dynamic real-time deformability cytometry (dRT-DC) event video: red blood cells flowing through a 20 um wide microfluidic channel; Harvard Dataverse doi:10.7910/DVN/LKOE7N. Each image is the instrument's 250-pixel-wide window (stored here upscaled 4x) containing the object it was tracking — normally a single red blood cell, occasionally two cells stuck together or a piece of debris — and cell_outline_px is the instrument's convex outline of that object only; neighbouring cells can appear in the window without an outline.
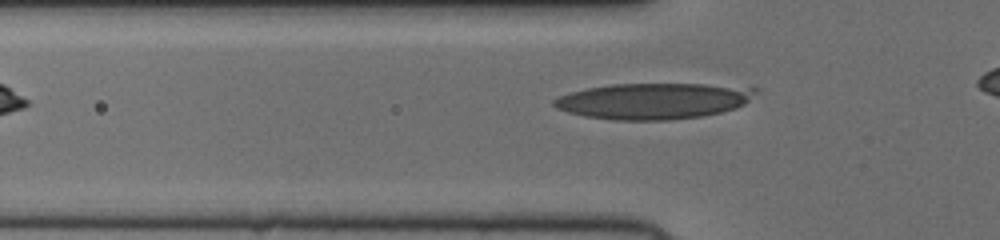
{"species": "human", "species_latin": "Homo sapiens", "temperature_condition": "cold", "stored_images_in_passage": 28, "camera_frame_rate_fps": 3000, "um_per_image_px": 0.085, "donor": {"sex": "female"}, "frame": {"image": 1, "passage_image": 2, "time_ms": 0.333, "image_size_px": [1000, 240], "cell_outline_px": [[760, 88], [744, 104], [736, 108], [720, 112], [700, 116], [668, 120], [612, 120], [584, 116], [568, 112], [556, 108], [552, 104], [552, 100], [556, 96], [588, 88], [612, 84], [704, 84]], "centroid_in_image_um": [55.51, 8.58], "position_along_channel_um": 70.3, "area_um2": 42.25}}
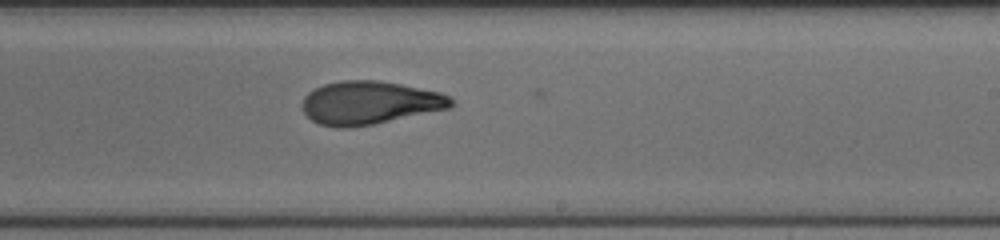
{"frame": {"image": 2, "passage_image": 16, "time_ms": 5.0, "image_size_px": [1000, 240], "cell_outline_px": [[452, 104], [448, 108], [372, 124], [348, 128], [336, 128], [320, 124], [312, 120], [304, 112], [300, 104], [304, 96], [308, 92], [324, 84], [340, 80], [380, 80], [440, 92], [448, 96], [452, 100]], "centroid_in_image_um": [31.35, 8.73], "position_along_channel_um": 257.7, "area_um2": 37.22}}
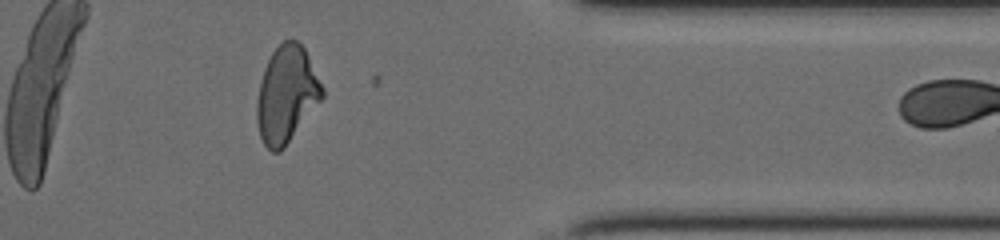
{"frame": {"image": 3, "passage_image": 27, "time_ms": 8.667, "image_size_px": [1000, 240], "cell_outline_px": [[324, 96], [284, 148], [280, 152], [272, 152], [264, 144], [260, 136], [256, 120], [256, 104], [260, 84], [264, 68], [272, 52], [284, 40], [296, 40], [304, 48], [324, 88]], "centroid_in_image_um": [24.35, 8.04], "position_along_channel_um": 387.1, "area_um2": 36.47}}